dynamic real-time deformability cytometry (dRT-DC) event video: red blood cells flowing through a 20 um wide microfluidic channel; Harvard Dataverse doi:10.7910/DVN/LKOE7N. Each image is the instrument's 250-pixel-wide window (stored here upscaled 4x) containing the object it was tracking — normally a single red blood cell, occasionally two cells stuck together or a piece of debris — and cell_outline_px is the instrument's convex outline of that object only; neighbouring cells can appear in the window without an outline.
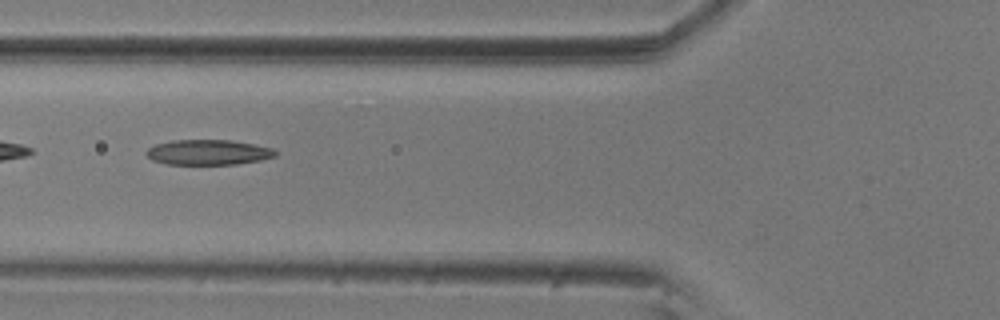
{"species": "common noctule bat (a hibernating species)", "species_latin": "Nyctalus noctula", "temperature_condition": "room temperature", "stored_images_in_passage": 6, "camera_frame_rate_fps": 3000, "um_per_image_px": 0.085, "animal": {"sex": "male", "body_mass_g": 20.5, "forearm_length_mm": 52.5}, "frame": {"image": 1, "passage_image": 6, "time_ms": 1.667, "image_size_px": [1000, 320], "cell_outline_px": [[276, 156], [260, 160], [236, 164], [168, 164], [152, 160], [144, 152], [148, 148], [156, 144], [172, 140], [232, 140], [272, 148], [276, 152]], "centroid_in_image_um": [17.67, 12.94], "position_along_channel_um": 108.1, "area_um2": 18.84}}